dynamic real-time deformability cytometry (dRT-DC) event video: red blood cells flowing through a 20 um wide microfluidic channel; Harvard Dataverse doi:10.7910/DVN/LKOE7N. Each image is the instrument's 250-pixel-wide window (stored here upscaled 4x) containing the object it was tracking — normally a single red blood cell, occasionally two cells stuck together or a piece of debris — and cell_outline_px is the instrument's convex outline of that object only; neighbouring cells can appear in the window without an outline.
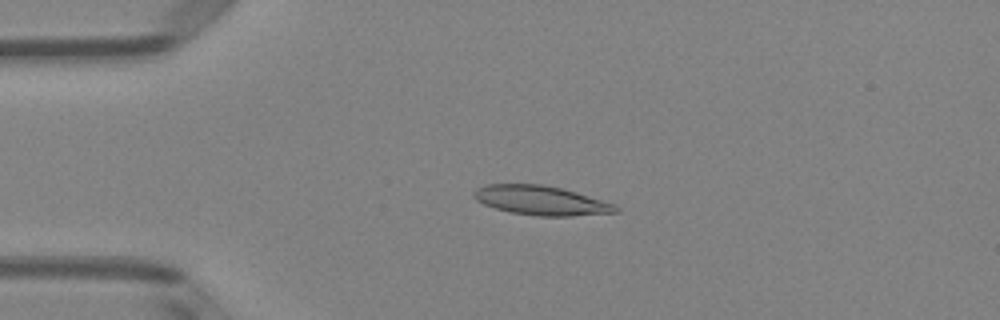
{"species": "Egyptian fruit bat (a non-hibernating species)", "species_latin": "Rousettus aegyptiacus", "temperature_condition": "room temperature", "stored_images_in_passage": 45, "camera_frame_rate_fps": 3000, "um_per_image_px": 0.085, "animal": {"sex": "female"}, "frame": {"image": 1, "passage_image": 6, "time_ms": 1.667, "image_size_px": [1000, 320], "cell_outline_px": [[620, 212], [572, 216], [536, 216], [508, 212], [484, 204], [476, 200], [472, 196], [472, 192], [476, 188], [488, 184], [544, 184], [564, 188], [616, 204], [620, 208]], "centroid_in_image_um": [46.01, 17.03], "position_along_channel_um": 39.0, "area_um2": 24.62}}
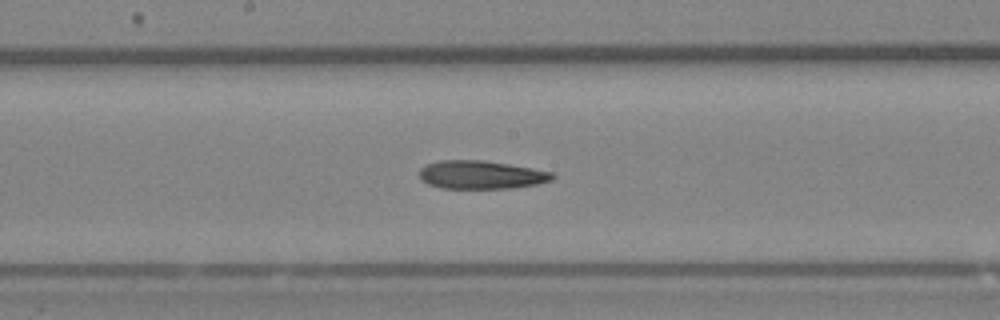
{"frame": {"image": 2, "passage_image": 21, "time_ms": 6.667, "image_size_px": [1000, 320], "cell_outline_px": [[556, 176], [552, 180], [536, 184], [512, 188], [440, 188], [428, 184], [420, 180], [420, 168], [428, 164], [440, 160], [484, 160], [532, 168], [552, 172]], "centroid_in_image_um": [40.89, 14.86], "position_along_channel_um": 207.3, "area_um2": 21.91}}
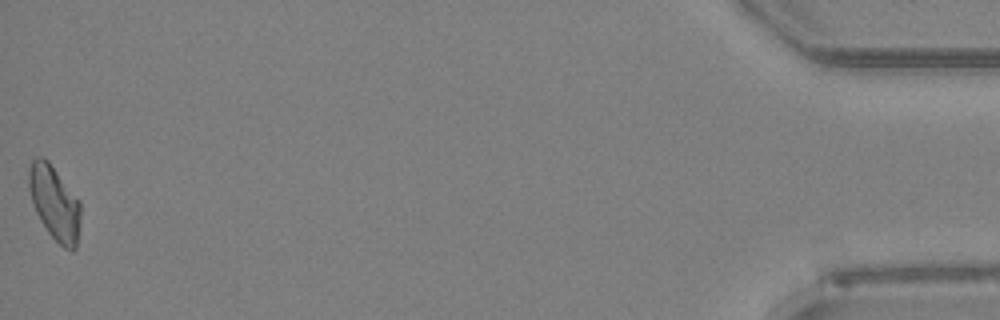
{"frame": {"image": 3, "passage_image": 45, "time_ms": 14.667, "image_size_px": [1000, 320], "cell_outline_px": [[80, 220], [76, 248], [72, 252], [64, 248], [48, 232], [40, 220], [32, 204], [28, 188], [28, 168], [32, 160], [36, 156], [44, 156], [48, 160], [80, 200]], "centroid_in_image_um": [4.62, 17.22], "position_along_channel_um": 430.6, "area_um2": 22.66}, "authors_computed_cell_mechanics": {"area_um2": 22.4264, "velocity_mm_per_s": 3.9828, "shape_relaxation_time_tau1_ms": 5.0289, "shape_relaxation_time_tau2_ms": 8.2956, "deformation_change_tau1": 0.1637, "deformation_change_tau2": 0.2149}}